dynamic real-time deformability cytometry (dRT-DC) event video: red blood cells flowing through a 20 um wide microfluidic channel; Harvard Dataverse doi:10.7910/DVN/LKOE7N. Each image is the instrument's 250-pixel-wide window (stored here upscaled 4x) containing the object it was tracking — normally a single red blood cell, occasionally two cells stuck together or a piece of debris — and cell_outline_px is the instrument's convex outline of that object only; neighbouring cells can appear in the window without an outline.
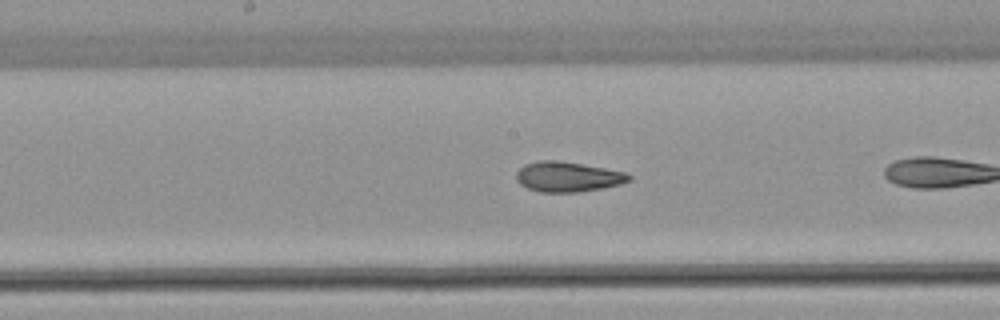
{"species": "common noctule bat (a hibernating species)", "species_latin": "Nyctalus noctula", "temperature_condition": "warm", "stored_images_in_passage": 13, "camera_frame_rate_fps": 3000, "um_per_image_px": 0.085, "animal": {"sex": "female", "body_mass_g": 22.7, "forearm_length_mm": 54.2}, "frame": {"image": 1, "passage_image": 8, "time_ms": 2.333, "image_size_px": [1000, 320], "cell_outline_px": [[632, 180], [620, 184], [604, 188], [576, 192], [540, 192], [528, 188], [520, 184], [516, 180], [516, 172], [524, 164], [540, 160], [560, 160], [628, 172], [632, 176]], "centroid_in_image_um": [48.28, 15.02], "position_along_channel_um": 199.9, "area_um2": 20.0}}